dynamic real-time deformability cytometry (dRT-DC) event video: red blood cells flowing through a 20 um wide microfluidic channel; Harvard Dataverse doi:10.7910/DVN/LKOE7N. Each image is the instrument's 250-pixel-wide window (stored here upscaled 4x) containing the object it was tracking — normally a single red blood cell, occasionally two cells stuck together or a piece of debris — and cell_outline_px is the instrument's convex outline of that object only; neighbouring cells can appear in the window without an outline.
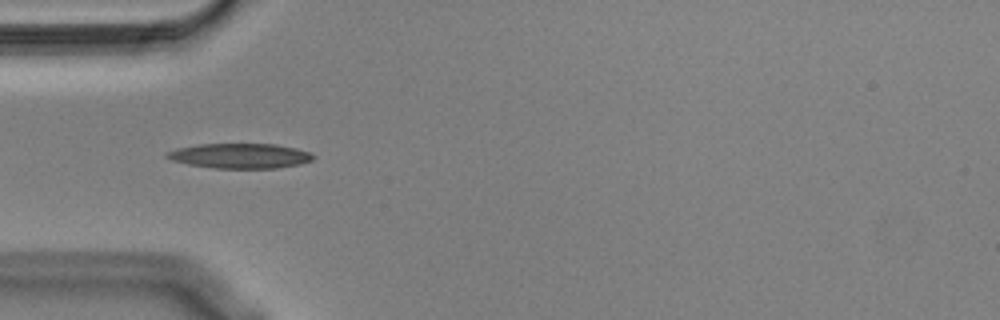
{"species": "Egyptian fruit bat (a non-hibernating species)", "species_latin": "Rousettus aegyptiacus", "temperature_condition": "cold", "stored_images_in_passage": 16, "camera_frame_rate_fps": 3000, "um_per_image_px": 0.085, "animal": {"sex": "male"}, "frame": {"image": 1, "passage_image": 3, "time_ms": 0.667, "image_size_px": [1000, 320], "cell_outline_px": [[316, 156], [312, 160], [300, 164], [276, 168], [216, 168], [188, 164], [172, 160], [164, 156], [168, 152], [176, 148], [200, 144], [276, 144], [296, 148], [312, 152]], "centroid_in_image_um": [20.44, 13.24], "position_along_channel_um": 64.6, "area_um2": 21.27}}
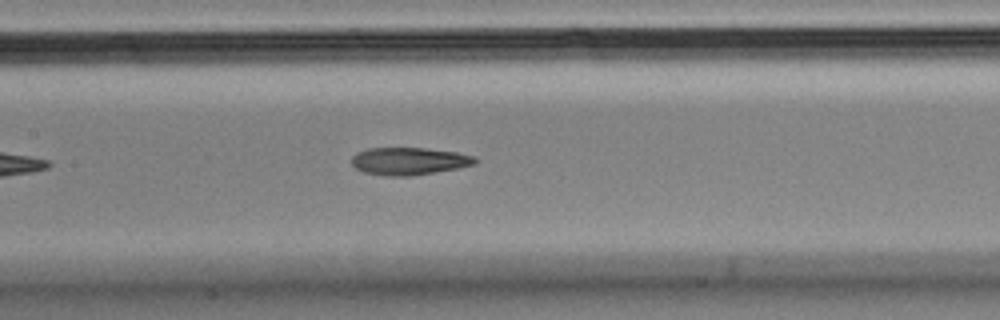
{"frame": {"image": 2, "passage_image": 12, "time_ms": 3.667, "image_size_px": [1000, 320], "cell_outline_px": [[476, 164], [460, 168], [408, 176], [388, 176], [364, 172], [356, 168], [352, 164], [352, 156], [356, 152], [368, 148], [424, 148], [456, 152], [476, 156]], "centroid_in_image_um": [34.78, 13.69], "position_along_channel_um": 172.6, "area_um2": 19.77}}